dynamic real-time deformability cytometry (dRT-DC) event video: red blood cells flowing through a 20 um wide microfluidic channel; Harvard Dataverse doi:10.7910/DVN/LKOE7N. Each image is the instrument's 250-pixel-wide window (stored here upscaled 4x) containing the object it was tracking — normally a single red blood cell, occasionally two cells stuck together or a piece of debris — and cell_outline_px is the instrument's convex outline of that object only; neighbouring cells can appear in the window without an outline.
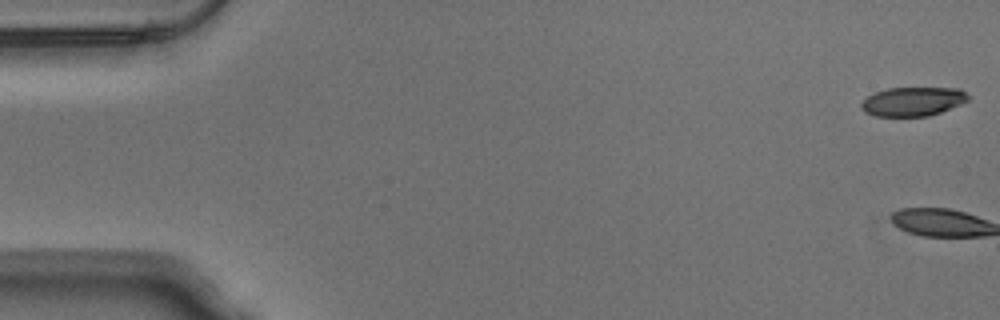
{"species": "Egyptian fruit bat (a non-hibernating species)", "species_latin": "Rousettus aegyptiacus", "temperature_condition": "warm", "stored_images_in_passage": 3, "camera_frame_rate_fps": 3000, "um_per_image_px": 0.085, "animal": {"sex": "male"}, "frame": {"image": 1, "passage_image": 1, "time_ms": 0.0, "image_size_px": [1000, 320], "cell_outline_px": [[968, 100], [960, 104], [940, 112], [928, 116], [876, 116], [864, 112], [860, 108], [860, 104], [868, 96], [876, 92], [888, 88], [960, 88], [968, 96]], "centroid_in_image_um": [77.56, 8.63], "position_along_channel_um": 7.4, "area_um2": 17.92}}